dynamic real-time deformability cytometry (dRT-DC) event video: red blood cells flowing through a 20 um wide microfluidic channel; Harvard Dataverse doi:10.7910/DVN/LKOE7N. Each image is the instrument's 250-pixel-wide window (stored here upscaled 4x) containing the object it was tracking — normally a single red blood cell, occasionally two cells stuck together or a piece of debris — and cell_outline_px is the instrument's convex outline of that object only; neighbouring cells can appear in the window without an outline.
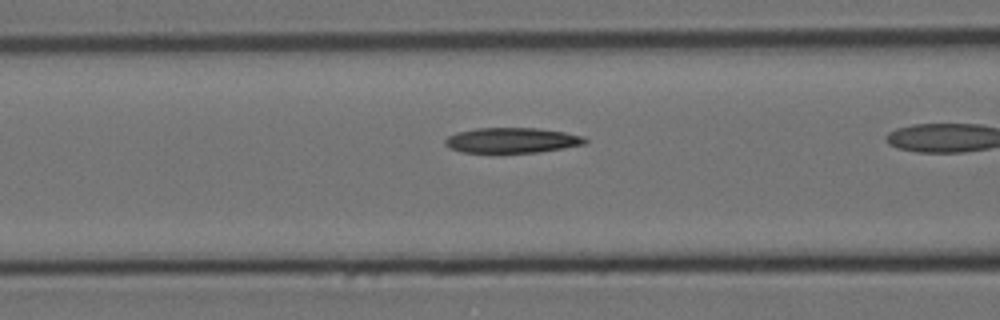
{"species": "Egyptian fruit bat (a non-hibernating species)", "species_latin": "Rousettus aegyptiacus", "temperature_condition": "cold", "stored_images_in_passage": 33, "camera_frame_rate_fps": 3000, "um_per_image_px": 0.085, "animal": {"sex": "female"}, "frame": {"image": 1, "passage_image": 12, "time_ms": 3.667, "image_size_px": [1000, 320], "cell_outline_px": [[588, 140], [584, 144], [564, 148], [540, 152], [460, 152], [448, 148], [444, 144], [444, 140], [448, 136], [456, 132], [476, 128], [536, 128], [564, 132], [584, 136]], "centroid_in_image_um": [43.48, 11.92], "position_along_channel_um": 123.1, "area_um2": 20.63}}
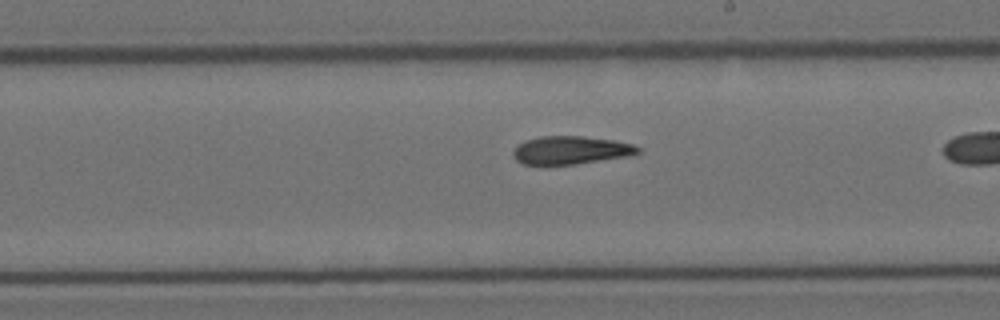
{"frame": {"image": 2, "passage_image": 22, "time_ms": 7.0, "image_size_px": [1000, 320], "cell_outline_px": [[640, 152], [624, 156], [576, 164], [524, 164], [516, 160], [512, 156], [512, 152], [524, 140], [540, 136], [584, 136], [612, 140], [632, 144], [640, 148]], "centroid_in_image_um": [48.47, 12.75], "position_along_channel_um": 240.5, "area_um2": 20.11}}
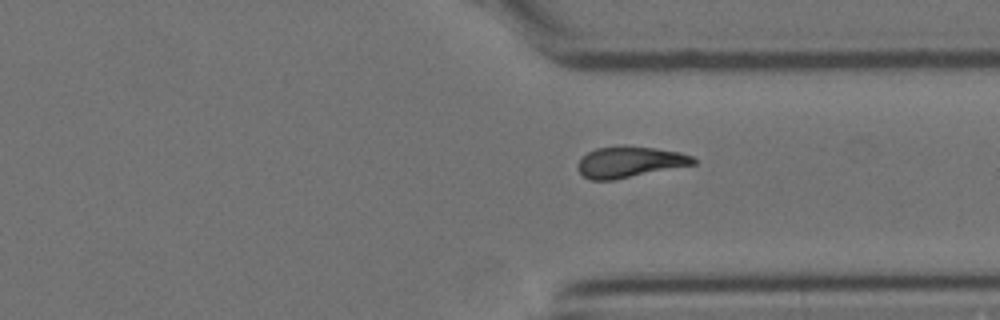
{"frame": {"image": 3, "passage_image": 32, "time_ms": 10.333, "image_size_px": [1000, 320], "cell_outline_px": [[696, 164], [612, 180], [592, 180], [584, 176], [576, 168], [576, 164], [588, 152], [596, 148], [624, 144], [656, 148], [680, 152], [692, 156], [696, 160]], "centroid_in_image_um": [53.51, 13.75], "position_along_channel_um": 357.9, "area_um2": 21.04}}